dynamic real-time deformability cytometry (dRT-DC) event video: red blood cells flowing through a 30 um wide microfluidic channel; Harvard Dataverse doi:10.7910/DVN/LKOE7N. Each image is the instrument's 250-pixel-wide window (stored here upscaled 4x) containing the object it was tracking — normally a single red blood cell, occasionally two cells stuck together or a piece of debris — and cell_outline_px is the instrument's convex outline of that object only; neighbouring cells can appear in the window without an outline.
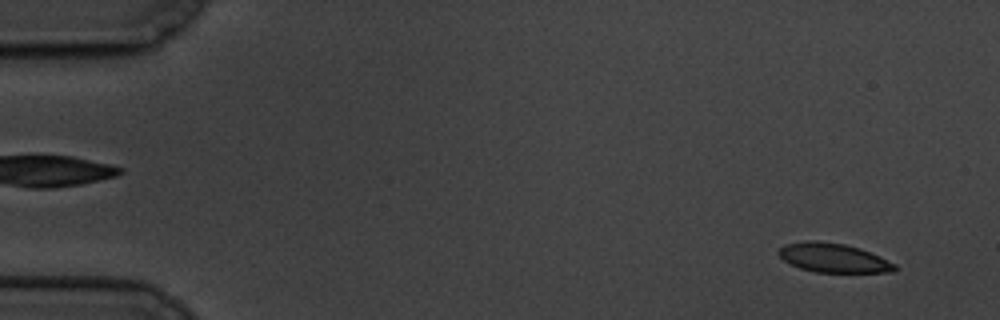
{"species": "common noctule bat (a hibernating species)", "species_latin": "Nyctalus noctula", "temperature_condition": "cold", "stored_images_in_passage": 6, "camera_frame_rate_fps": 3000, "um_per_image_px": 0.085, "animal": {"sex": "male", "body_mass_g": 19.5, "forearm_length_mm": 54.6}, "frame": {"image": 1, "passage_image": 2, "time_ms": 1.0, "image_size_px": [1000, 320], "cell_outline_px": [[896, 272], [816, 272], [800, 268], [784, 260], [776, 252], [784, 244], [808, 240], [816, 240], [844, 244], [860, 248], [880, 256], [896, 264]], "centroid_in_image_um": [70.84, 21.91], "position_along_channel_um": 14.2, "area_um2": 19.71}}
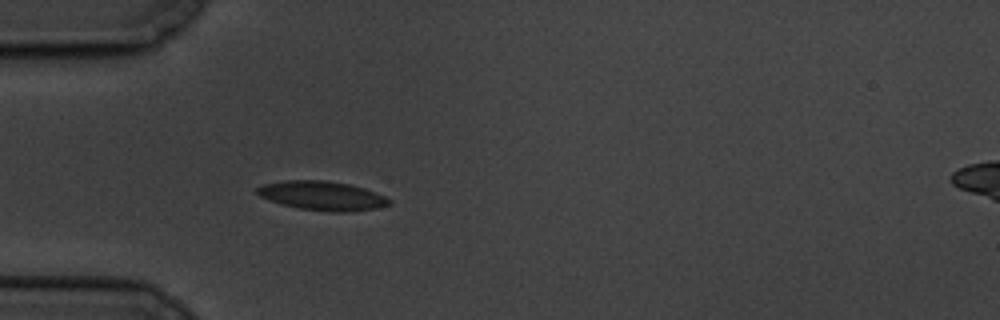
{"frame": {"image": 2, "passage_image": 6, "time_ms": 5.667, "image_size_px": [1000, 320], "cell_outline_px": [[392, 204], [376, 208], [344, 212], [332, 212], [300, 208], [284, 204], [260, 196], [256, 192], [256, 188], [264, 184], [284, 180], [324, 180], [348, 184], [364, 188], [384, 196], [392, 200]], "centroid_in_image_um": [27.41, 16.63], "position_along_channel_um": 57.6, "area_um2": 22.08}}